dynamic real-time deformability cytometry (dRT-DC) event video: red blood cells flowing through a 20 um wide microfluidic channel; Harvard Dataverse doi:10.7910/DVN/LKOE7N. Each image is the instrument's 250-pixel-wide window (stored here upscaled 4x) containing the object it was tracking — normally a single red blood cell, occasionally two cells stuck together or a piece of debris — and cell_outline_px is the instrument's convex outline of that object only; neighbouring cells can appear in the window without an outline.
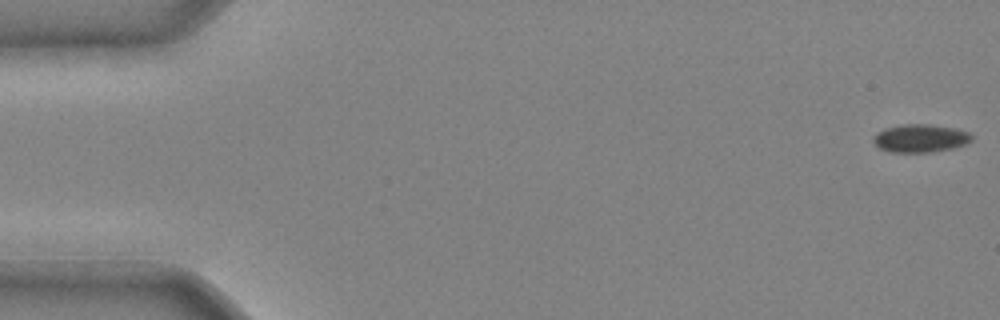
{"species": "common noctule bat (a hibernating species)", "species_latin": "Nyctalus noctula", "temperature_condition": "cold", "stored_images_in_passage": 43, "camera_frame_rate_fps": 3000, "um_per_image_px": 0.085, "animal": {"sex": "male", "body_mass_g": 20.4}, "frame": {"image": 1, "passage_image": 1, "time_ms": 0.0, "image_size_px": [1000, 320], "cell_outline_px": [[972, 140], [968, 144], [952, 148], [932, 152], [888, 152], [880, 148], [872, 140], [872, 136], [876, 132], [884, 128], [904, 124], [928, 124], [956, 128], [968, 132], [972, 136]], "centroid_in_image_um": [78.22, 11.75], "position_along_channel_um": 6.8, "area_um2": 16.24}}
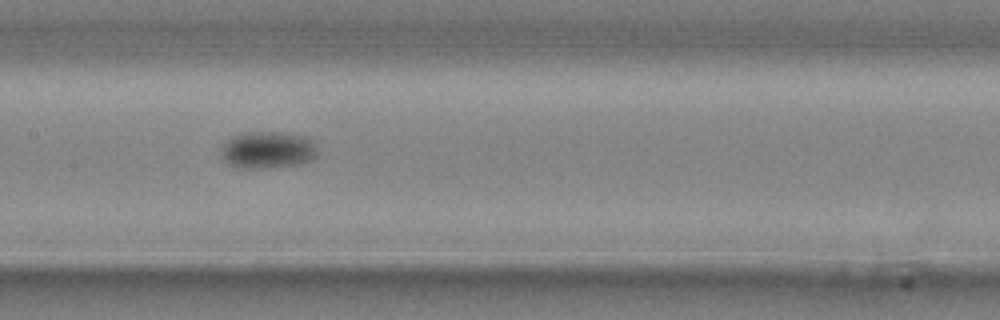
{"frame": {"image": 2, "passage_image": 22, "time_ms": 7.0, "image_size_px": [1000, 320], "cell_outline_px": [[320, 156], [312, 160], [300, 164], [272, 168], [240, 168], [228, 164], [220, 156], [220, 148], [232, 136], [240, 132], [280, 132], [304, 136], [316, 140], [320, 152]], "centroid_in_image_um": [22.82, 12.75], "position_along_channel_um": 184.6, "area_um2": 21.62}}
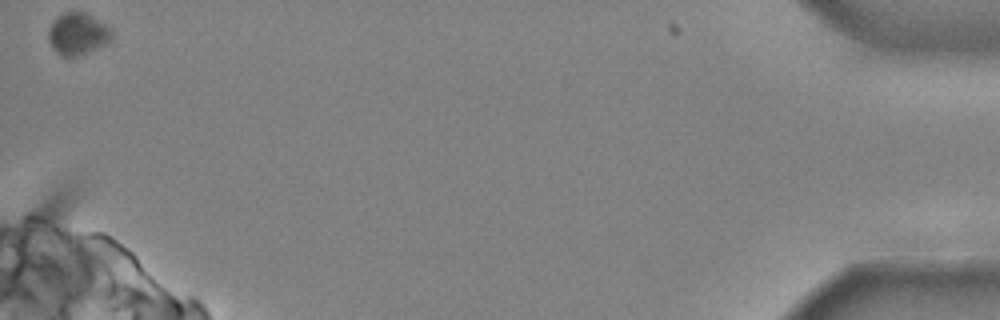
{"frame": {"image": 3, "passage_image": 43, "time_ms": 14.0, "image_size_px": [1000, 320], "cell_outline_px": [[112, 40], [108, 44], [76, 56], [60, 56], [52, 48], [48, 40], [48, 28], [52, 20], [56, 16], [64, 12], [84, 12], [92, 16], [112, 28]], "centroid_in_image_um": [6.59, 2.87], "position_along_channel_um": 428.6, "area_um2": 15.78}}